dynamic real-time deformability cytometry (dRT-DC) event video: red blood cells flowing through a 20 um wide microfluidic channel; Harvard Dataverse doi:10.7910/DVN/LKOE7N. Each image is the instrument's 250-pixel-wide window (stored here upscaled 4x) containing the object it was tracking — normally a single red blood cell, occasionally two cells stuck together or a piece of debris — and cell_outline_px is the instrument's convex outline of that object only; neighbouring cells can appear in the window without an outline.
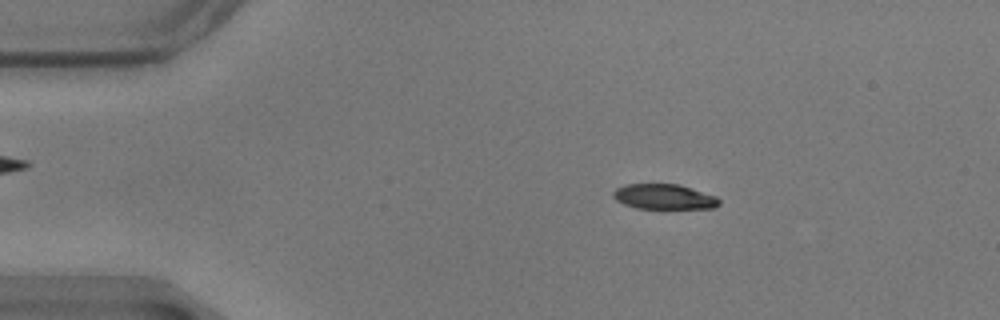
{"species": "common noctule bat (a hibernating species)", "species_latin": "Nyctalus noctula", "temperature_condition": "warm", "stored_images_in_passage": 59, "segment_of_instrument_passage": [1, 2], "camera_frame_rate_fps": 3000, "um_per_image_px": 0.085, "animal": {"sex": "male", "body_mass_g": 17.9}, "frame": {"image": 1, "passage_image": 10, "time_ms": 3.0, "image_size_px": [1000, 320], "cell_outline_px": [[720, 204], [716, 208], [636, 208], [624, 204], [616, 200], [612, 196], [612, 192], [616, 188], [624, 184], [680, 184], [716, 196], [720, 200]], "centroid_in_image_um": [56.44, 16.71], "position_along_channel_um": 28.6, "area_um2": 15.61}}
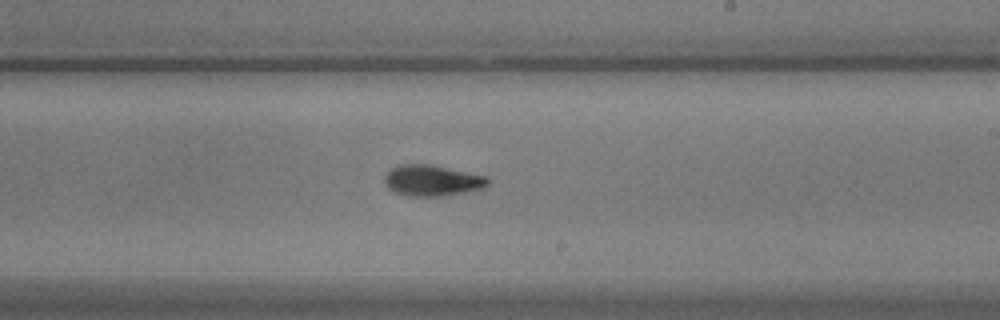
{"frame": {"image": 2, "passage_image": 34, "time_ms": 11.0, "image_size_px": [1000, 320], "cell_outline_px": [[488, 184], [484, 188], [464, 192], [440, 196], [408, 196], [396, 192], [388, 188], [384, 180], [384, 176], [392, 168], [400, 164], [432, 164], [488, 176]], "centroid_in_image_um": [36.74, 15.33], "position_along_channel_um": 252.3, "area_um2": 18.67}}
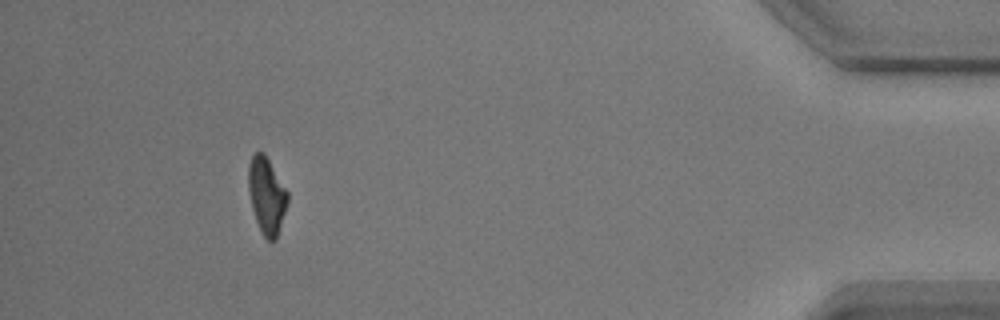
{"frame": {"image": 3, "passage_image": 53, "time_ms": 17.333, "image_size_px": [1000, 320], "cell_outline_px": [[288, 200], [276, 240], [268, 240], [264, 236], [256, 220], [252, 208], [248, 192], [248, 164], [252, 156], [256, 152], [264, 152], [288, 192]], "centroid_in_image_um": [22.65, 16.59], "position_along_channel_um": 412.5, "area_um2": 17.28}}